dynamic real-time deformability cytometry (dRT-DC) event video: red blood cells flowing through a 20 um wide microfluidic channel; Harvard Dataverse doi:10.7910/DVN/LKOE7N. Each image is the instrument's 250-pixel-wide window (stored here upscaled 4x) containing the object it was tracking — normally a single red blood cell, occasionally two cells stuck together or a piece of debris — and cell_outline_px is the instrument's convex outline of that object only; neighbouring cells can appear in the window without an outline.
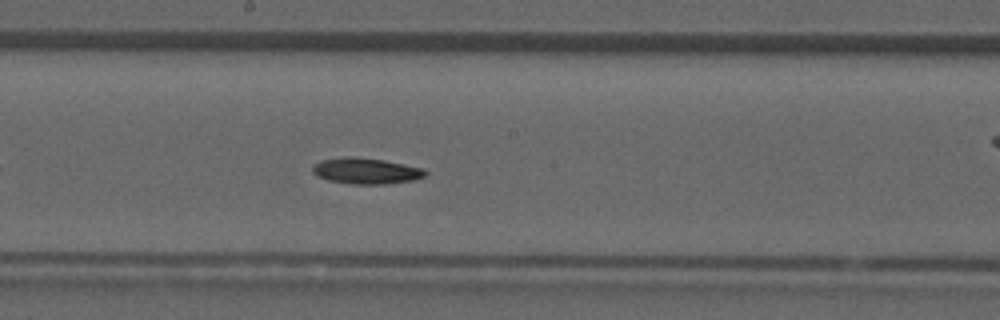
{"species": "common noctule bat (a hibernating species)", "species_latin": "Nyctalus noctula", "temperature_condition": "room temperature", "stored_images_in_passage": 26, "camera_frame_rate_fps": 3000, "um_per_image_px": 0.085, "animal": {"sex": "male", "forearm_length_mm": 52.5}, "frame": {"image": 1, "passage_image": 12, "time_ms": 3.667, "image_size_px": [1000, 320], "cell_outline_px": [[428, 172], [424, 176], [412, 180], [384, 184], [352, 184], [328, 180], [316, 176], [312, 172], [312, 164], [320, 160], [344, 156], [352, 156], [384, 160], [424, 168]], "centroid_in_image_um": [31.06, 14.52], "position_along_channel_um": 217.1, "area_um2": 17.22}}